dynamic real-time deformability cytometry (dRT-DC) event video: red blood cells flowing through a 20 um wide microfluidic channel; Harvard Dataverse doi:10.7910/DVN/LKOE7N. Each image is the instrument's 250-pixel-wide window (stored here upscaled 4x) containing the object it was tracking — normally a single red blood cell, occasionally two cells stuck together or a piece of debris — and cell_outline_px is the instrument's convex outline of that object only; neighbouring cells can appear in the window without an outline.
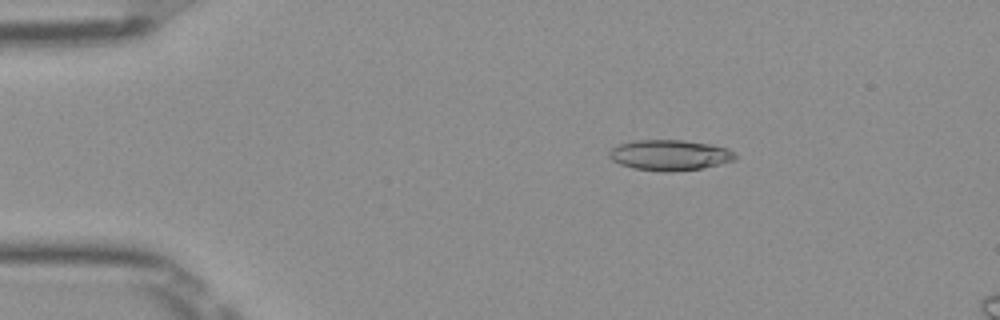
{"species": "Egyptian fruit bat (a non-hibernating species)", "species_latin": "Rousettus aegyptiacus", "temperature_condition": "room temperature", "stored_images_in_passage": 9, "camera_frame_rate_fps": 3000, "um_per_image_px": 0.085, "frame": {"image": 1, "passage_image": 2, "time_ms": 0.333, "image_size_px": [1000, 320], "cell_outline_px": [[736, 160], [720, 164], [700, 168], [668, 172], [664, 172], [632, 168], [620, 164], [612, 160], [608, 156], [608, 152], [612, 148], [620, 144], [636, 140], [680, 140], [708, 144], [728, 148], [736, 152]], "centroid_in_image_um": [56.93, 13.19], "position_along_channel_um": 28.1, "area_um2": 22.43}}